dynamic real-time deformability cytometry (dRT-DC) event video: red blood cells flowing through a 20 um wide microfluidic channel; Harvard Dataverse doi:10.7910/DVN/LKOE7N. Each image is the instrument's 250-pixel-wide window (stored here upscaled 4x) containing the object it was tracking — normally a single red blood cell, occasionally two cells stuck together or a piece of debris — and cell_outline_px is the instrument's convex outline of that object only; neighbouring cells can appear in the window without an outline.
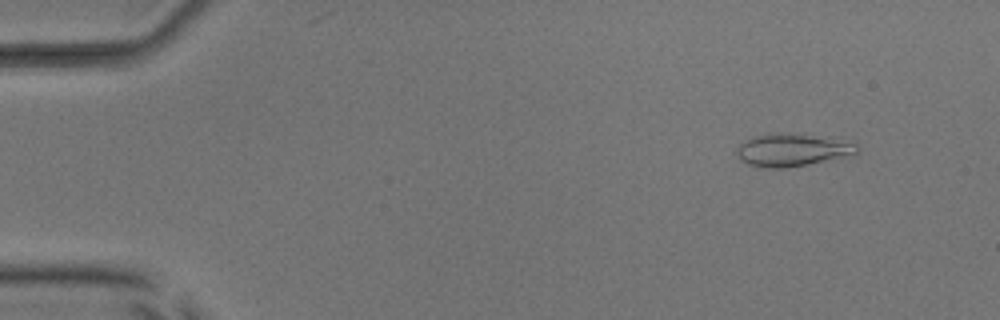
{"species": "common noctule bat (a hibernating species)", "species_latin": "Nyctalus noctula", "temperature_condition": "room temperature", "stored_images_in_passage": 54, "camera_frame_rate_fps": 3000, "um_per_image_px": 0.085, "animal": {"sex": "male", "body_mass_g": 17.9, "forearm_length_mm": 54.2}, "frame": {"image": 1, "passage_image": 6, "time_ms": 1.667, "image_size_px": [1000, 320], "cell_outline_px": [[860, 152], [856, 156], [784, 168], [760, 168], [748, 164], [740, 160], [736, 156], [736, 148], [744, 140], [752, 136], [804, 136], [856, 140], [860, 148]], "centroid_in_image_um": [67.47, 12.81], "position_along_channel_um": 17.5, "area_um2": 22.77}}
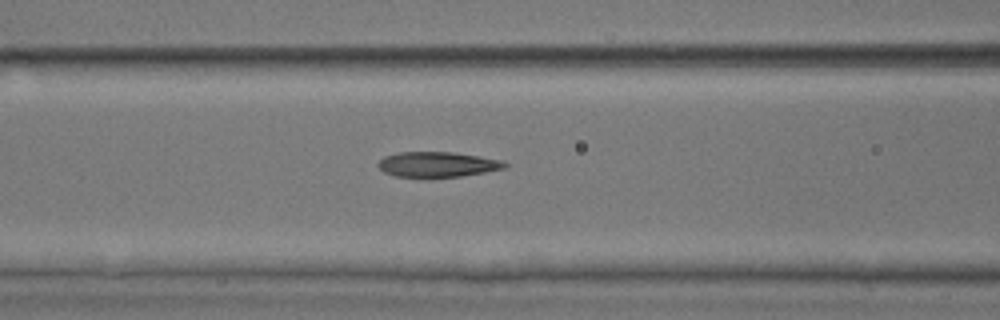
{"frame": {"image": 2, "passage_image": 23, "time_ms": 7.333, "image_size_px": [1000, 320], "cell_outline_px": [[508, 164], [504, 168], [484, 172], [460, 176], [396, 176], [384, 172], [376, 164], [384, 156], [400, 152], [452, 152], [500, 160]], "centroid_in_image_um": [37.14, 13.96], "position_along_channel_um": 129.5, "area_um2": 18.09}}
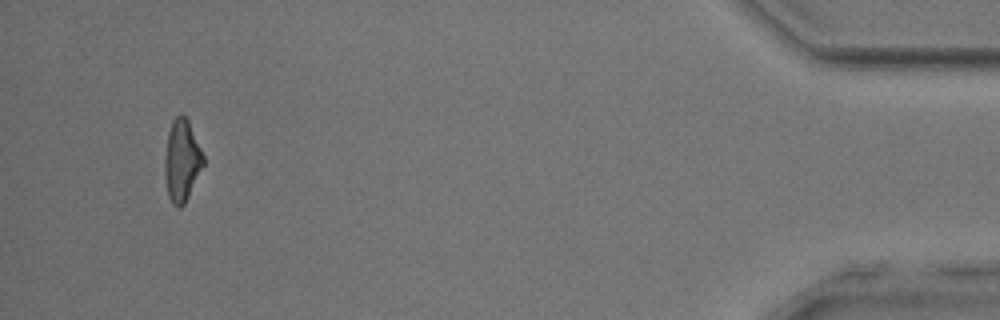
{"frame": {"image": 3, "passage_image": 51, "time_ms": 16.667, "image_size_px": [1000, 320], "cell_outline_px": [[204, 164], [184, 204], [180, 208], [176, 208], [172, 204], [168, 196], [164, 176], [164, 160], [168, 132], [172, 120], [180, 112], [188, 120], [204, 156]], "centroid_in_image_um": [15.43, 13.66], "position_along_channel_um": 419.8, "area_um2": 18.44}, "authors_computed_cell_mechanics": {"area_um2": 19.3052, "velocity_mm_per_s": 3.9027, "shape_relaxation_time_tau1_ms": 6.0712, "shape_relaxation_time_tau2_ms": 2.9003, "deformation_change_tau1": 0.2019, "deformation_change_tau2": 0.1207}}